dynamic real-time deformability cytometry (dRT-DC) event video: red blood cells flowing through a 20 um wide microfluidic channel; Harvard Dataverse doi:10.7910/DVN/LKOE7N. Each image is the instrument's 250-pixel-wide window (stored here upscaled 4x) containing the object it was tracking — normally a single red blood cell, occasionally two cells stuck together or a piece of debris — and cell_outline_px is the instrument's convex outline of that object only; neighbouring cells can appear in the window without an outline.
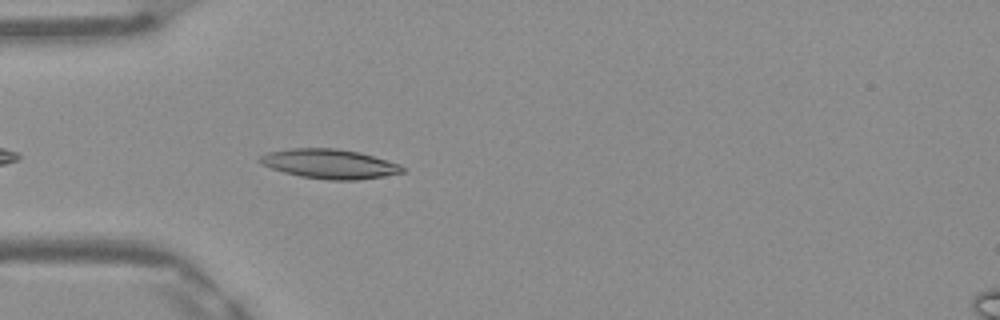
{"species": "Egyptian fruit bat (a non-hibernating species)", "species_latin": "Rousettus aegyptiacus", "temperature_condition": "warm", "stored_images_in_passage": 11, "camera_frame_rate_fps": 3000, "um_per_image_px": 0.085, "frame": {"image": 1, "passage_image": 4, "time_ms": 1.0, "image_size_px": [1000, 320], "cell_outline_px": [[404, 172], [384, 176], [356, 180], [328, 180], [300, 176], [284, 172], [272, 168], [256, 160], [256, 156], [268, 152], [292, 148], [336, 148], [360, 152], [400, 164], [404, 168]], "centroid_in_image_um": [27.99, 13.92], "position_along_channel_um": 57.0, "area_um2": 24.51}}
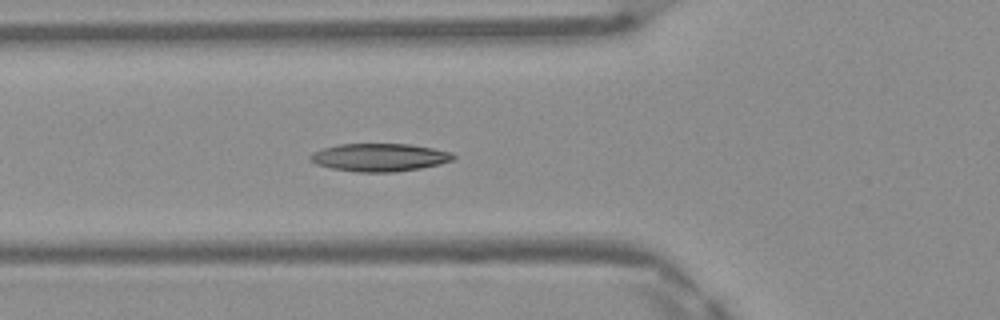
{"frame": {"image": 2, "passage_image": 7, "time_ms": 2.0, "image_size_px": [1000, 320], "cell_outline_px": [[456, 156], [452, 160], [440, 164], [420, 168], [396, 172], [356, 172], [332, 168], [316, 164], [308, 160], [308, 156], [312, 152], [324, 148], [340, 144], [408, 144], [432, 148], [452, 152]], "centroid_in_image_um": [32.24, 13.38], "position_along_channel_um": 93.6, "area_um2": 23.29}}